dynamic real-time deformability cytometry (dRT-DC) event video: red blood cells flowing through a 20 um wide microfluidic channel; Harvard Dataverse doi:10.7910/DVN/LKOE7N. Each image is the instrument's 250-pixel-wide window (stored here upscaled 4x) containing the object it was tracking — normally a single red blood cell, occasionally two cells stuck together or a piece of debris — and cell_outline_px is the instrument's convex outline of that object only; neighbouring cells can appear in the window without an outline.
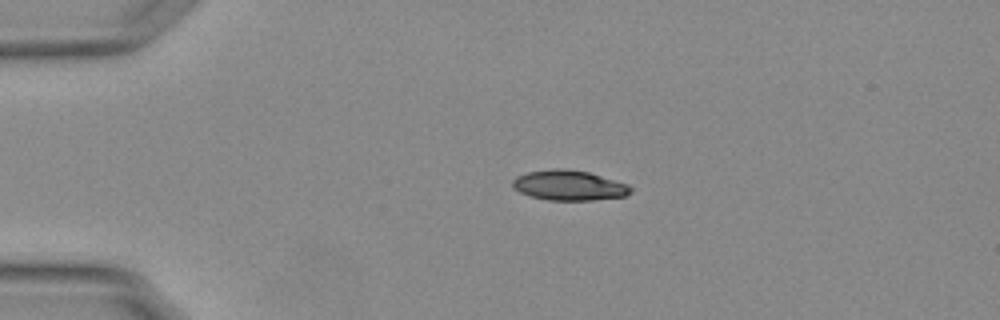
{"species": "Egyptian fruit bat (a non-hibernating species)", "species_latin": "Rousettus aegyptiacus", "temperature_condition": "warm", "stored_images_in_passage": 43, "camera_frame_rate_fps": 3000, "um_per_image_px": 0.085, "animal": {"sex": "female"}, "frame": {"image": 1, "passage_image": 1, "time_ms": 0.0, "image_size_px": [1000, 320], "cell_outline_px": [[632, 192], [624, 196], [592, 200], [548, 200], [528, 196], [512, 188], [512, 180], [516, 176], [528, 172], [552, 168], [564, 168], [588, 172], [628, 184], [632, 188]], "centroid_in_image_um": [48.33, 15.75], "position_along_channel_um": 36.7, "area_um2": 20.81}}
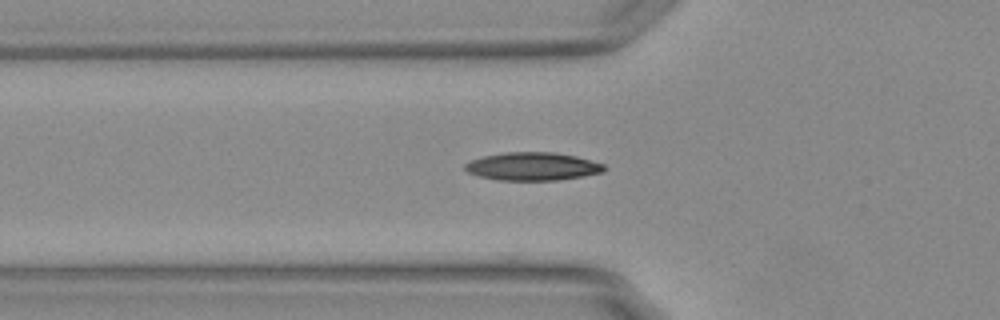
{"frame": {"image": 2, "passage_image": 8, "time_ms": 2.333, "image_size_px": [1000, 320], "cell_outline_px": [[604, 172], [556, 180], [496, 180], [480, 176], [468, 172], [464, 168], [464, 164], [472, 160], [484, 156], [504, 152], [552, 152], [576, 156], [604, 164]], "centroid_in_image_um": [45.25, 14.14], "position_along_channel_um": 80.6, "area_um2": 22.54}}
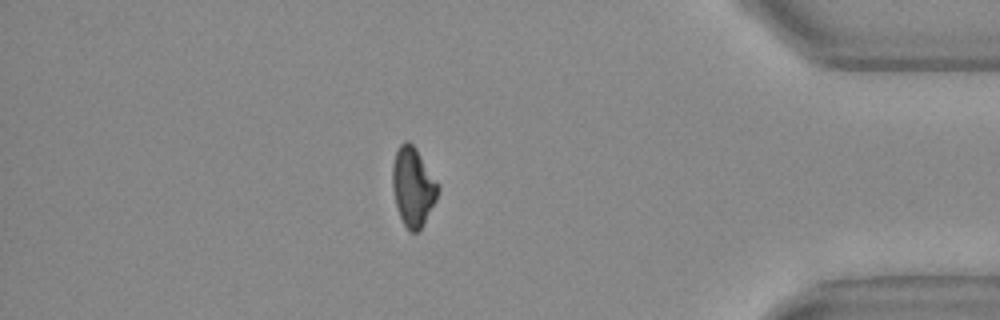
{"frame": {"image": 3, "passage_image": 36, "time_ms": 11.667, "image_size_px": [1000, 320], "cell_outline_px": [[440, 188], [436, 200], [420, 228], [416, 232], [412, 232], [404, 224], [400, 216], [396, 204], [392, 188], [392, 164], [396, 152], [400, 144], [404, 140], [408, 140], [416, 148], [440, 184]], "centroid_in_image_um": [35.11, 15.81], "position_along_channel_um": 400.1, "area_um2": 20.87}}